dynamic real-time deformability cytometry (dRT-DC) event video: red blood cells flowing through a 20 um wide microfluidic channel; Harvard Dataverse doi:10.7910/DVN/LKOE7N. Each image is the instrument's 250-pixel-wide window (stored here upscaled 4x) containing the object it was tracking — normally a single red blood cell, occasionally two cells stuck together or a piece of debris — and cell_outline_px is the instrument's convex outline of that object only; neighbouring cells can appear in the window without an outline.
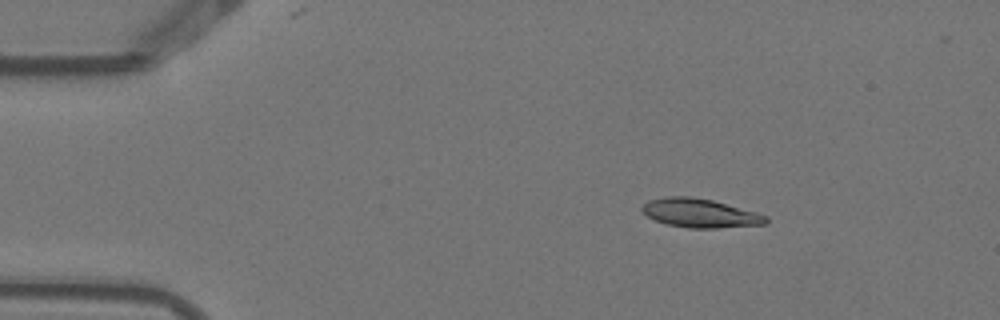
{"species": "Egyptian fruit bat (a non-hibernating species)", "species_latin": "Rousettus aegyptiacus", "temperature_condition": "warm", "stored_images_in_passage": 4, "camera_frame_rate_fps": 3000, "um_per_image_px": 0.085, "animal": {"sex": "female"}, "frame": {"image": 1, "passage_image": 2, "time_ms": 0.333, "image_size_px": [1000, 320], "cell_outline_px": [[768, 224], [716, 228], [688, 228], [668, 224], [656, 220], [648, 216], [640, 208], [648, 200], [664, 196], [688, 196], [712, 200], [756, 212], [768, 216]], "centroid_in_image_um": [59.52, 18.11], "position_along_channel_um": 25.5, "area_um2": 20.75}}